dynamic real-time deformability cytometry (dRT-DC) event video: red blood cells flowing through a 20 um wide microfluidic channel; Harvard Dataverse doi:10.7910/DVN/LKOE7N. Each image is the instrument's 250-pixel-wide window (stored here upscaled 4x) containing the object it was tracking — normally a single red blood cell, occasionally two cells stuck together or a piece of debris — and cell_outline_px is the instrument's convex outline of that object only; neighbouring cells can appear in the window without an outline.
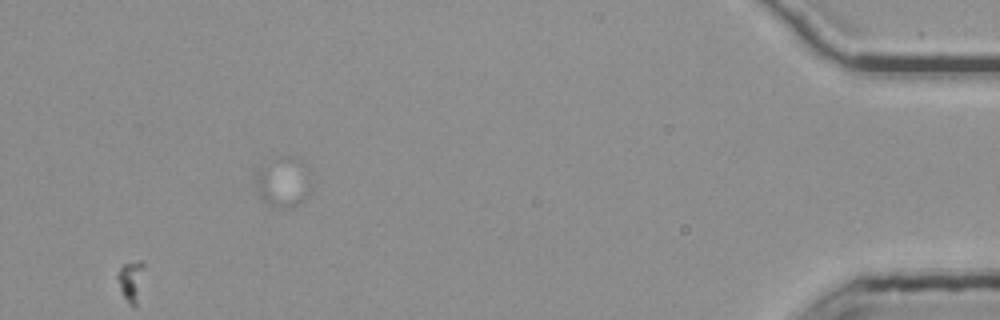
{"species": "common noctule bat (a hibernating species)", "species_latin": "Nyctalus noctula", "temperature_condition": "room temperature", "stored_images_in_passage": 49, "camera_frame_rate_fps": 3000, "um_per_image_px": 0.085, "animal": {"sex": "female", "body_mass_g": 25.1}, "frame": {"image": 1, "passage_image": 49, "time_ms": 16.0, "image_size_px": [1000, 320], "cell_outline_px": [[312, 188], [308, 196], [304, 200], [288, 208], [284, 208], [268, 204], [260, 192], [256, 180], [256, 176], [260, 168], [280, 156], [296, 156], [312, 172]], "centroid_in_image_um": [24.2, 15.44], "position_along_channel_um": 411.0, "area_um2": 16.13}}